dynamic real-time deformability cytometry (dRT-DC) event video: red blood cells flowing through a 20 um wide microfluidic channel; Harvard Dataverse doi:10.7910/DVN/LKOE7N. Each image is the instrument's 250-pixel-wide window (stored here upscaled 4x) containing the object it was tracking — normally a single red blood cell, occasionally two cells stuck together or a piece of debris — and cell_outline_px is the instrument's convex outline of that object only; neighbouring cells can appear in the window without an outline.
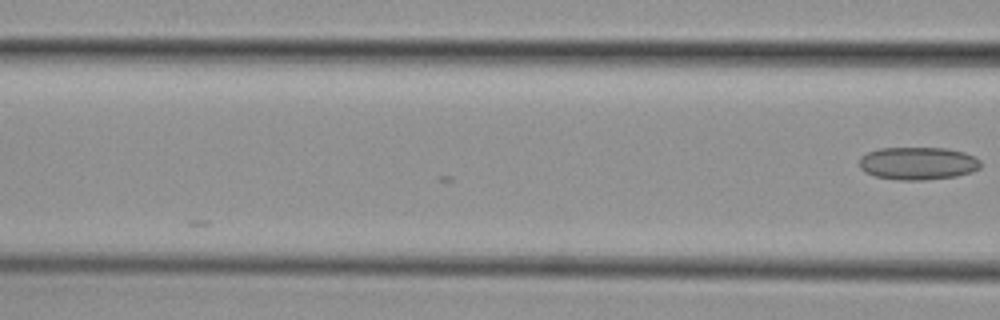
{"species": "common noctule bat (a hibernating species)", "species_latin": "Nyctalus noctula", "temperature_condition": "cold", "stored_images_in_passage": 4, "camera_frame_rate_fps": 3000, "um_per_image_px": 0.085, "animal": {"sex": "female", "body_mass_g": 29.2, "forearm_length_mm": 56.3}, "frame": {"image": 1, "passage_image": 4, "time_ms": 1.0, "image_size_px": [1000, 320], "cell_outline_px": [[980, 168], [972, 172], [956, 176], [924, 180], [900, 180], [876, 176], [864, 172], [860, 168], [860, 156], [868, 152], [880, 148], [944, 148], [964, 152], [976, 156], [980, 160]], "centroid_in_image_um": [78.03, 13.88], "position_along_channel_um": 88.6, "area_um2": 23.24}}